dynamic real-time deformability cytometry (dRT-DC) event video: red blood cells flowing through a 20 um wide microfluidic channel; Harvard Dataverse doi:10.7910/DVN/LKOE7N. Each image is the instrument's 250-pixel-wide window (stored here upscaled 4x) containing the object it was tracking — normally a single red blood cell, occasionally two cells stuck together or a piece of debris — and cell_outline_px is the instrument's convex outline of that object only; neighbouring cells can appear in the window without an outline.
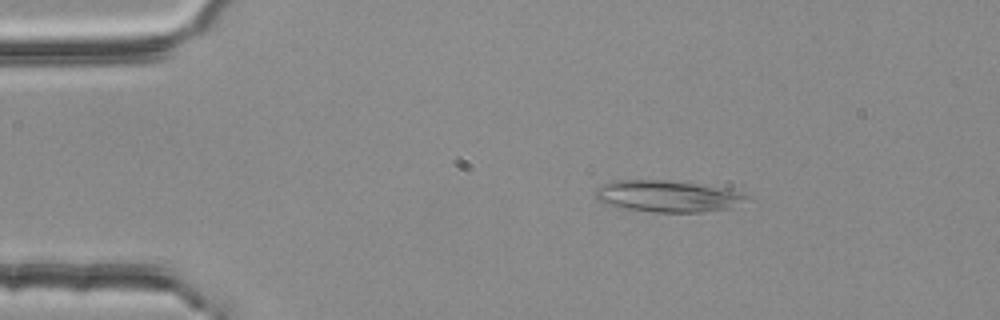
{"species": "common noctule bat (a hibernating species)", "species_latin": "Nyctalus noctula", "temperature_condition": "room temperature", "stored_images_in_passage": 2, "camera_frame_rate_fps": 3000, "um_per_image_px": 0.085, "animal": {"sex": "female", "body_mass_g": 25.1}, "frame": {"image": 1, "passage_image": 1, "time_ms": 0.0, "image_size_px": [1000, 320], "cell_outline_px": [[752, 196], [728, 208], [704, 212], [652, 212], [624, 208], [604, 204], [596, 200], [596, 188], [604, 184], [616, 180], [664, 180], [728, 188]], "centroid_in_image_um": [56.72, 16.68], "position_along_channel_um": 28.3, "area_um2": 27.69}}